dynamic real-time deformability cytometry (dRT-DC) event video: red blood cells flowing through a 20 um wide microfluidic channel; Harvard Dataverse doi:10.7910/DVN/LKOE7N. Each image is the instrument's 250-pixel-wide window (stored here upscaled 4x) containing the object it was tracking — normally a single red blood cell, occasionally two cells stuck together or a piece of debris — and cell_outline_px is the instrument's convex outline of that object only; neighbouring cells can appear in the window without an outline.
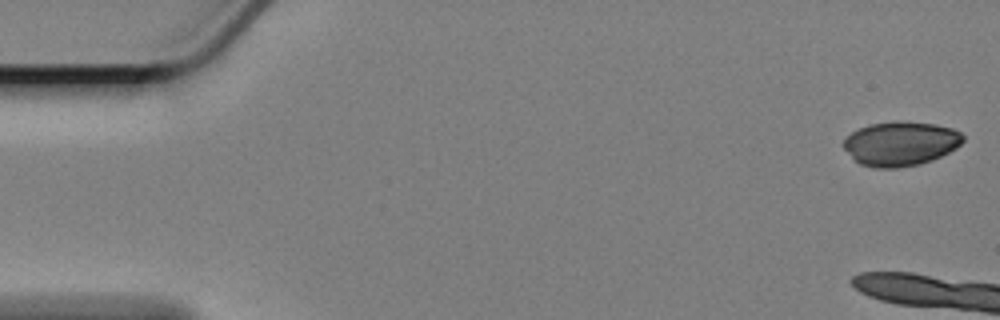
{"species": "Egyptian fruit bat (a non-hibernating species)", "species_latin": "Rousettus aegyptiacus", "temperature_condition": "cold", "stored_images_in_passage": 5, "camera_frame_rate_fps": 3000, "um_per_image_px": 0.085, "animal": {"sex": "female"}, "frame": {"image": 1, "passage_image": 1, "time_ms": 0.0, "image_size_px": [1000, 320], "cell_outline_px": [[964, 140], [956, 148], [932, 160], [920, 164], [900, 168], [872, 168], [860, 164], [844, 148], [844, 140], [852, 132], [868, 124], [892, 120], [900, 120], [936, 124], [952, 128], [960, 132], [964, 136]], "centroid_in_image_um": [76.56, 12.19], "position_along_channel_um": 8.4, "area_um2": 31.04}}